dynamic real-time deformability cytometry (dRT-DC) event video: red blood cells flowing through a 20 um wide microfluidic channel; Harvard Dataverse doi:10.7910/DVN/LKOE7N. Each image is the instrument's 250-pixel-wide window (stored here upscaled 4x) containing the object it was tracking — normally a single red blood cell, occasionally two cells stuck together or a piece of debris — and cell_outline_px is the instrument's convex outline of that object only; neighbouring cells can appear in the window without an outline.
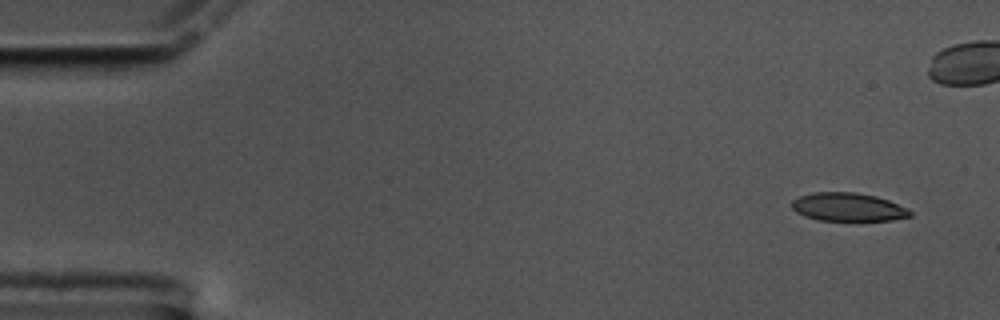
{"species": "common noctule bat (a hibernating species)", "species_latin": "Nyctalus noctula", "temperature_condition": "cold", "stored_images_in_passage": 48, "camera_frame_rate_fps": 3000, "um_per_image_px": 0.085, "animal": {"sex": "male", "body_mass_g": 17.5, "forearm_length_mm": 52.3}, "frame": {"image": 1, "passage_image": 1, "time_ms": 0.0, "image_size_px": [1000, 320], "cell_outline_px": [[912, 216], [892, 220], [820, 220], [804, 216], [796, 212], [792, 208], [792, 200], [800, 196], [812, 192], [856, 192], [876, 196], [888, 200], [908, 208], [912, 212]], "centroid_in_image_um": [72.09, 17.59], "position_along_channel_um": 12.9, "area_um2": 19.54}}
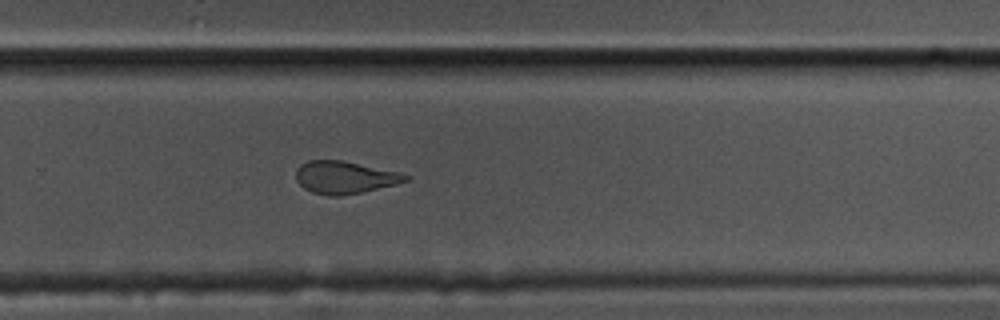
{"frame": {"image": 2, "passage_image": 36, "time_ms": 11.667, "image_size_px": [1000, 320], "cell_outline_px": [[408, 180], [396, 184], [360, 192], [340, 196], [328, 196], [312, 192], [304, 188], [296, 180], [296, 168], [300, 164], [308, 160], [340, 160], [400, 172], [408, 176]], "centroid_in_image_um": [29.25, 15.07], "position_along_channel_um": 300.5, "area_um2": 20.58}}
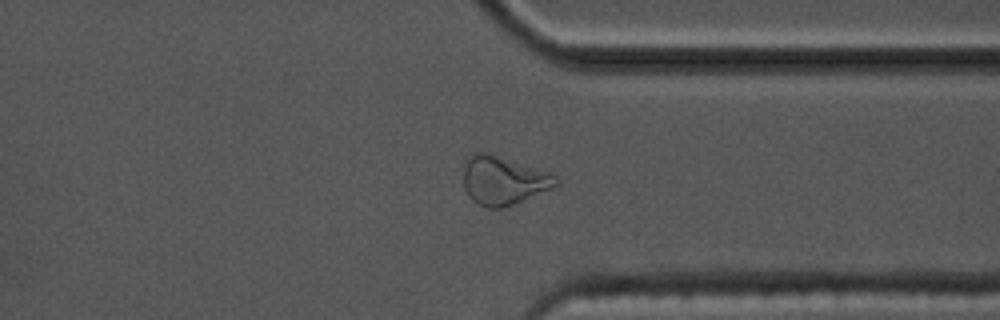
{"frame": {"image": 3, "passage_image": 42, "time_ms": 13.667, "image_size_px": [1000, 320], "cell_outline_px": [[560, 184], [552, 188], [504, 208], [488, 208], [476, 204], [468, 196], [464, 188], [464, 156], [472, 152], [488, 152], [552, 172], [556, 176]], "centroid_in_image_um": [42.76, 15.31], "position_along_channel_um": 368.6, "area_um2": 26.82}, "authors_computed_cell_mechanics": {"area_um2": 21.1837, "velocity_mm_per_s": 3.4435, "shape_relaxation_time_tau1_ms": 7.6973, "shape_relaxation_time_tau2_ms": 2.2146, "deformation_change_tau1": 0.2161, "deformation_change_tau2": 0.0985}}